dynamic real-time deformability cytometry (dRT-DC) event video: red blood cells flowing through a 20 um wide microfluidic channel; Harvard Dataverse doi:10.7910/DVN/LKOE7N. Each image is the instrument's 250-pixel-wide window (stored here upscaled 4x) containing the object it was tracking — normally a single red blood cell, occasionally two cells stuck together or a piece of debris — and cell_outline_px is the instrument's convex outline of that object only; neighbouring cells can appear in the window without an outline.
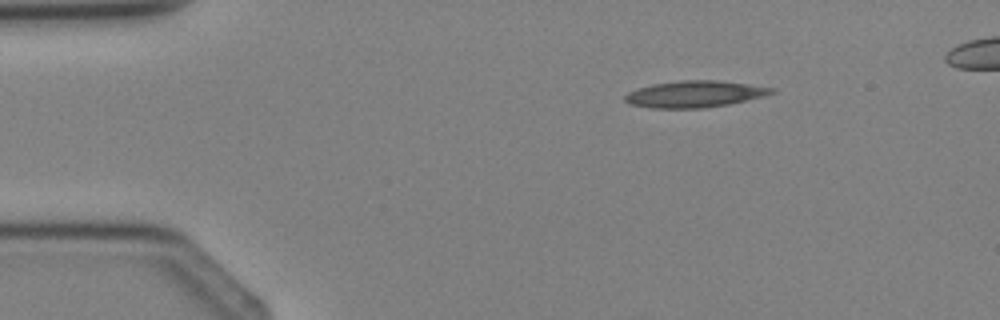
{"species": "Egyptian fruit bat (a non-hibernating species)", "species_latin": "Rousettus aegyptiacus", "temperature_condition": "cold", "stored_images_in_passage": 3, "camera_frame_rate_fps": 3000, "um_per_image_px": 0.085, "animal": {"sex": "female"}, "frame": {"image": 1, "passage_image": 1, "time_ms": 0.0, "image_size_px": [1000, 320], "cell_outline_px": [[776, 92], [764, 96], [728, 104], [704, 108], [652, 108], [628, 104], [624, 100], [624, 96], [628, 92], [652, 84], [680, 80], [720, 80], [776, 88]], "centroid_in_image_um": [59.05, 7.99], "position_along_channel_um": 25.9, "area_um2": 22.77}}